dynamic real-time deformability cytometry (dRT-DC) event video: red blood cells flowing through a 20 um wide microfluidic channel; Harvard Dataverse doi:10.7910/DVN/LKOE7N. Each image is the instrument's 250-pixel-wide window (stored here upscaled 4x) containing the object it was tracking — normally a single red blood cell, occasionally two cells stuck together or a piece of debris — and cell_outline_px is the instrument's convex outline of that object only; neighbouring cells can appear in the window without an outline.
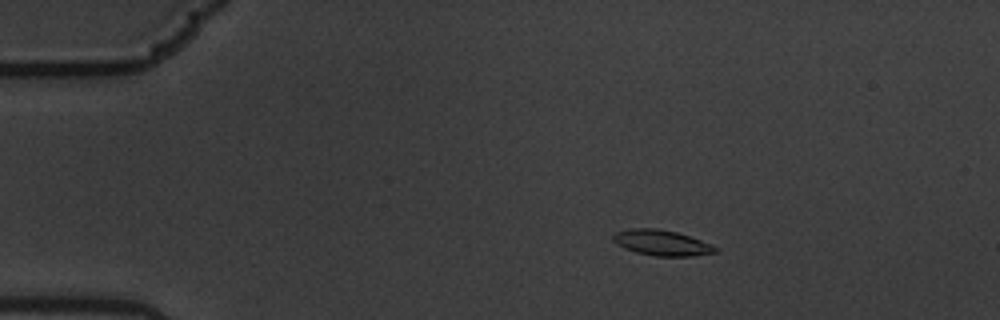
{"species": "common noctule bat (a hibernating species)", "species_latin": "Nyctalus noctula", "temperature_condition": "warm", "stored_images_in_passage": 4, "camera_frame_rate_fps": 3000, "um_per_image_px": 0.085, "animal": {"sex": "male", "body_mass_g": 19.5, "forearm_length_mm": 54.6}, "frame": {"image": 1, "passage_image": 1, "time_ms": 0.0, "image_size_px": [1000, 320], "cell_outline_px": [[720, 248], [716, 252], [692, 256], [656, 256], [636, 252], [624, 248], [616, 244], [612, 240], [612, 236], [616, 232], [632, 228], [656, 228], [676, 232], [712, 244]], "centroid_in_image_um": [56.24, 20.64], "position_along_channel_um": 28.8, "area_um2": 15.2}}
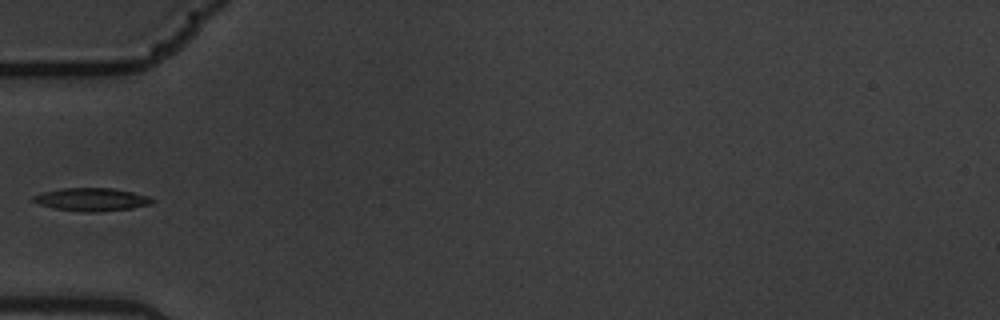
{"frame": {"image": 2, "passage_image": 4, "time_ms": 1.0, "image_size_px": [1000, 320], "cell_outline_px": [[152, 204], [132, 208], [96, 212], [84, 212], [56, 208], [40, 204], [32, 200], [32, 196], [44, 192], [60, 188], [112, 188], [132, 192], [148, 196], [152, 200]], "centroid_in_image_um": [7.78, 16.95], "position_along_channel_um": 77.2, "area_um2": 15.72}}